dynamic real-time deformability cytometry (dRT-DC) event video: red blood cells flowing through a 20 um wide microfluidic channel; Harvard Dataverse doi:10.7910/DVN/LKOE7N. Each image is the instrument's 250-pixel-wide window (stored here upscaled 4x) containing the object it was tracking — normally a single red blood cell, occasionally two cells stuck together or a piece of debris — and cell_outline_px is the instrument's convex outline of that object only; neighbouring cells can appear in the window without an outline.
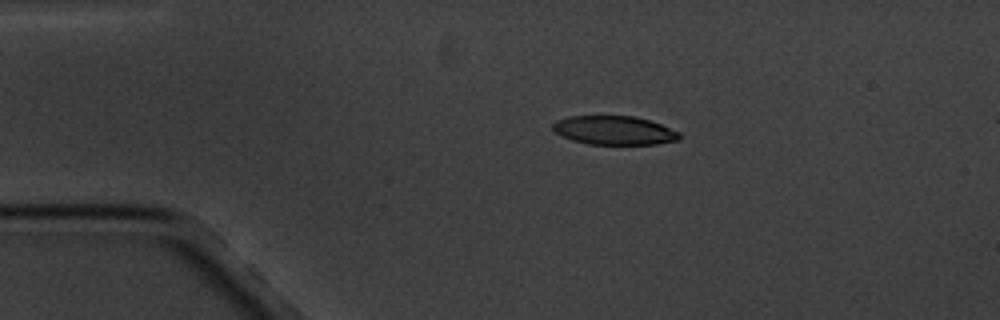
{"species": "common noctule bat (a hibernating species)", "species_latin": "Nyctalus noctula", "temperature_condition": "cold", "stored_images_in_passage": 3, "segment_of_instrument_passage": [1, 2], "camera_frame_rate_fps": 3000, "um_per_image_px": 0.085, "animal": {"sex": "male", "body_mass_g": 20.1, "forearm_length_mm": 53.5}, "frame": {"image": 1, "passage_image": 1, "time_ms": 0.0, "image_size_px": [1000, 320], "cell_outline_px": [[680, 136], [676, 140], [656, 144], [588, 144], [572, 140], [556, 132], [552, 128], [552, 124], [556, 120], [568, 116], [636, 116], [660, 124], [680, 132]], "centroid_in_image_um": [52.19, 11.07], "position_along_channel_um": 32.8, "area_um2": 21.1}}